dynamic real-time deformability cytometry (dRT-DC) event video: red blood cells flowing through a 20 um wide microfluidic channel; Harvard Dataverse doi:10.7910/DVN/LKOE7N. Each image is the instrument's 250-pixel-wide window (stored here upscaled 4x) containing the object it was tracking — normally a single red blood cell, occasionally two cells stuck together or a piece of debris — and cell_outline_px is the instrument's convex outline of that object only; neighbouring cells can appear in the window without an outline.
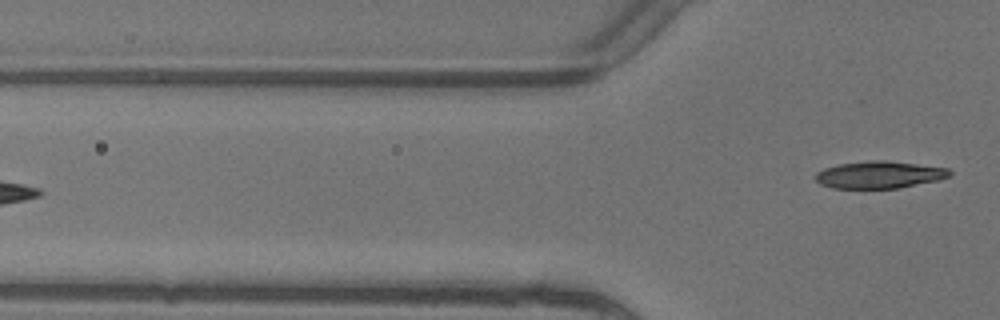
{"species": "common noctule bat (a hibernating species)", "species_latin": "Nyctalus noctula", "temperature_condition": "warm", "stored_images_in_passage": 5, "camera_frame_rate_fps": 3000, "um_per_image_px": 0.085, "animal": {"sex": "female"}, "frame": {"image": 1, "passage_image": 5, "time_ms": 1.333, "image_size_px": [1000, 320], "cell_outline_px": [[952, 176], [940, 180], [896, 188], [832, 188], [820, 184], [816, 180], [816, 172], [824, 168], [840, 164], [872, 160], [884, 160], [948, 168], [952, 172]], "centroid_in_image_um": [74.76, 14.85], "position_along_channel_um": 51.0, "area_um2": 21.15}}